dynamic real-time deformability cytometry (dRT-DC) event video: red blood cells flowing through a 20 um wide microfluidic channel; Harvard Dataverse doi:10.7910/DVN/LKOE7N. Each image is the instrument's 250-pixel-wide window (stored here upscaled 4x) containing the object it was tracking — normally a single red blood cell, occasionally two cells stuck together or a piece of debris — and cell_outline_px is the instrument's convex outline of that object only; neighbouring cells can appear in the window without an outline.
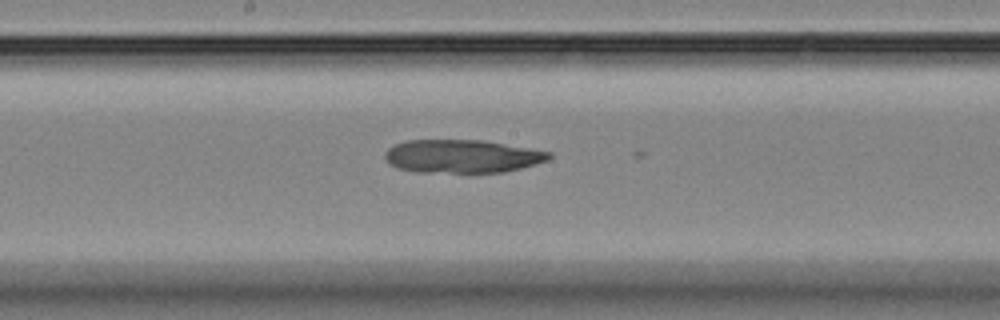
{"species": "Egyptian fruit bat (a non-hibernating species)", "species_latin": "Rousettus aegyptiacus", "temperature_condition": "room temperature", "stored_images_in_passage": 10, "camera_frame_rate_fps": 3000, "um_per_image_px": 0.085, "animal": {"sex": "female"}, "frame": {"image": 1, "passage_image": 10, "time_ms": 11.333, "image_size_px": [1000, 320], "cell_outline_px": [[552, 156], [548, 160], [536, 164], [504, 172], [416, 172], [396, 168], [384, 156], [384, 152], [388, 148], [404, 140], [480, 140], [552, 152]], "centroid_in_image_um": [39.26, 13.28], "position_along_channel_um": 208.9, "area_um2": 31.62}}